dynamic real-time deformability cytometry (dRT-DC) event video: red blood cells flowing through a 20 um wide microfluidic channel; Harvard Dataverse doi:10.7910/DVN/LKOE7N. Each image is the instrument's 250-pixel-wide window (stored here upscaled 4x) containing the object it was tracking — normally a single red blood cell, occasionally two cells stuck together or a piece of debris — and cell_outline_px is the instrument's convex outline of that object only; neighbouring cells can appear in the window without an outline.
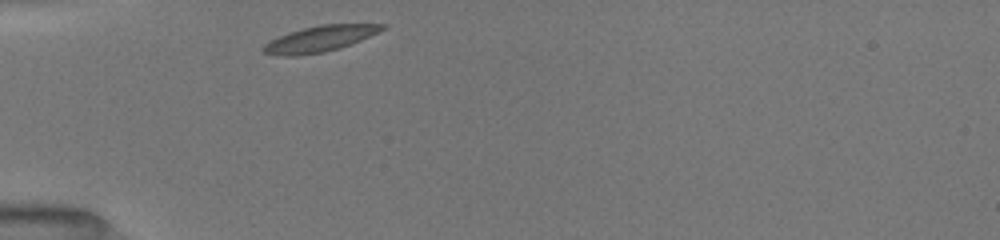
{"species": "common noctule bat (a hibernating species)", "species_latin": "Nyctalus noctula", "temperature_condition": "room temperature", "stored_images_in_passage": 30, "camera_frame_rate_fps": 3000, "um_per_image_px": 0.085, "animal": {"sex": "female", "body_mass_g": 19.5, "forearm_length_mm": 54.1}, "frame": {"image": 1, "passage_image": 1, "time_ms": 0.0, "image_size_px": [1000, 240], "cell_outline_px": [[388, 24], [384, 28], [360, 40], [324, 52], [296, 56], [276, 56], [264, 52], [260, 48], [264, 44], [280, 36], [304, 28], [320, 24]], "centroid_in_image_um": [27.12, 3.31], "position_along_channel_um": 57.9, "area_um2": 17.46}}
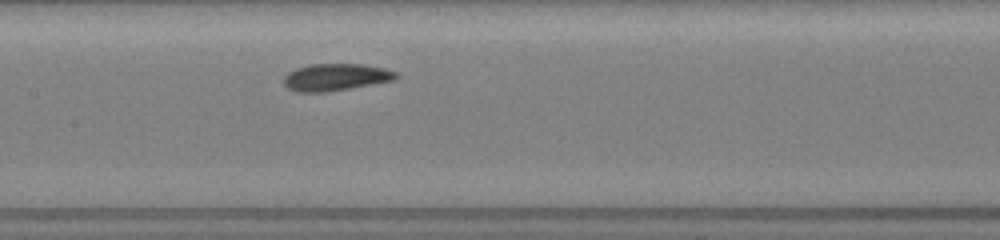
{"frame": {"image": 2, "passage_image": 11, "time_ms": 3.333, "image_size_px": [1000, 240], "cell_outline_px": [[396, 76], [392, 80], [352, 88], [328, 92], [296, 92], [288, 88], [284, 84], [284, 76], [288, 72], [296, 68], [308, 64], [364, 64], [384, 68], [396, 72]], "centroid_in_image_um": [28.48, 6.56], "position_along_channel_um": 178.9, "area_um2": 17.69}}
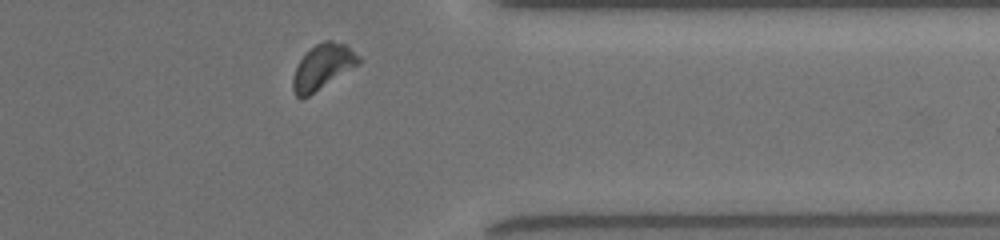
{"frame": {"image": 3, "passage_image": 27, "time_ms": 8.667, "image_size_px": [1000, 240], "cell_outline_px": [[360, 64], [308, 96], [300, 100], [296, 96], [292, 88], [292, 76], [300, 60], [308, 48], [324, 40], [332, 40], [344, 44], [360, 56]], "centroid_in_image_um": [27.41, 5.68], "position_along_channel_um": 384.0, "area_um2": 17.34}, "authors_computed_cell_mechanics": {"area_um2": 17.2244, "velocity_mm_per_s": 3.9672, "shape_relaxation_time_tau1_ms": 1.8897, "shape_relaxation_time_tau2_ms": 7.1373, "deformation_change_tau1": 0.0784, "deformation_change_tau2": 0.1085}}